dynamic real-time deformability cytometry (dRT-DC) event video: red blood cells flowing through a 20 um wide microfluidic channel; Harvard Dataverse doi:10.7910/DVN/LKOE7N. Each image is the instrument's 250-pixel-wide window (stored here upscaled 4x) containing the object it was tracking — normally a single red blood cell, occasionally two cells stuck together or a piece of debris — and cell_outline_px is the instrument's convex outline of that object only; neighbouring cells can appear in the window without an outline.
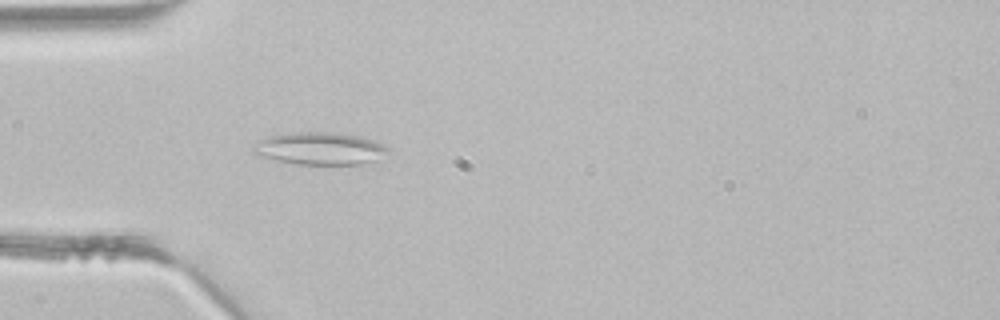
{"species": "common noctule bat (a hibernating species)", "species_latin": "Nyctalus noctula", "temperature_condition": "room temperature", "stored_images_in_passage": 42, "segment_of_instrument_passage": [1, 2], "camera_frame_rate_fps": 3000, "um_per_image_px": 0.085, "animal": {"sex": "male", "body_mass_g": 21.5, "forearm_length_mm": 52.0}, "frame": {"image": 1, "passage_image": 12, "time_ms": 3.667, "image_size_px": [1000, 320], "cell_outline_px": [[388, 152], [376, 160], [360, 164], [296, 164], [276, 160], [260, 156], [252, 152], [252, 148], [264, 140], [272, 136], [292, 132], [336, 132], [360, 136], [372, 140], [388, 148]], "centroid_in_image_um": [27.22, 12.63], "position_along_channel_um": 57.8, "area_um2": 25.03}}
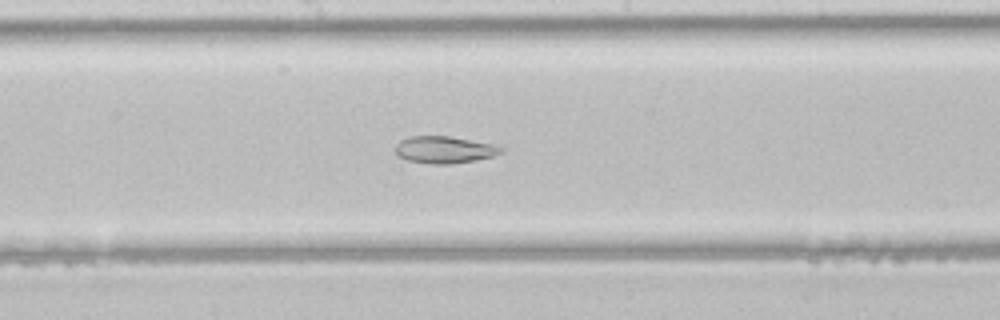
{"frame": {"image": 2, "passage_image": 22, "time_ms": 7.0, "image_size_px": [1000, 320], "cell_outline_px": [[504, 152], [492, 156], [476, 160], [452, 164], [432, 164], [408, 160], [400, 156], [396, 152], [396, 144], [400, 140], [412, 136], [448, 136], [492, 144], [504, 148]], "centroid_in_image_um": [37.79, 12.73], "position_along_channel_um": 210.4, "area_um2": 16.47}}
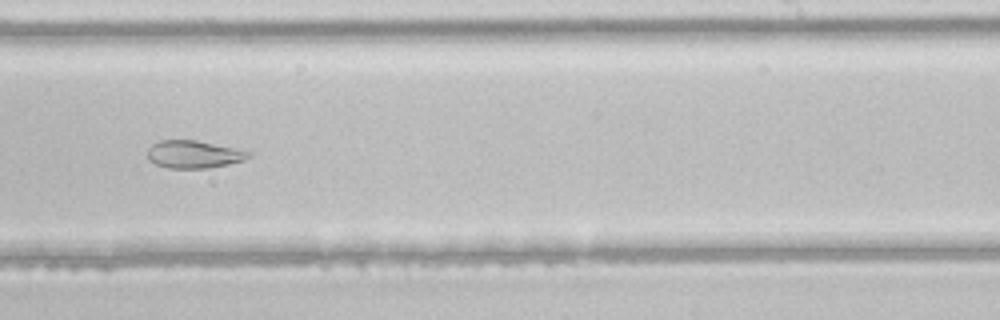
{"frame": {"image": 3, "passage_image": 26, "time_ms": 8.333, "image_size_px": [1000, 320], "cell_outline_px": [[252, 156], [244, 160], [228, 164], [208, 168], [168, 168], [156, 164], [148, 160], [148, 148], [152, 144], [160, 140], [196, 140], [236, 148], [252, 152]], "centroid_in_image_um": [16.48, 13.11], "position_along_channel_um": 272.5, "area_um2": 16.36}}